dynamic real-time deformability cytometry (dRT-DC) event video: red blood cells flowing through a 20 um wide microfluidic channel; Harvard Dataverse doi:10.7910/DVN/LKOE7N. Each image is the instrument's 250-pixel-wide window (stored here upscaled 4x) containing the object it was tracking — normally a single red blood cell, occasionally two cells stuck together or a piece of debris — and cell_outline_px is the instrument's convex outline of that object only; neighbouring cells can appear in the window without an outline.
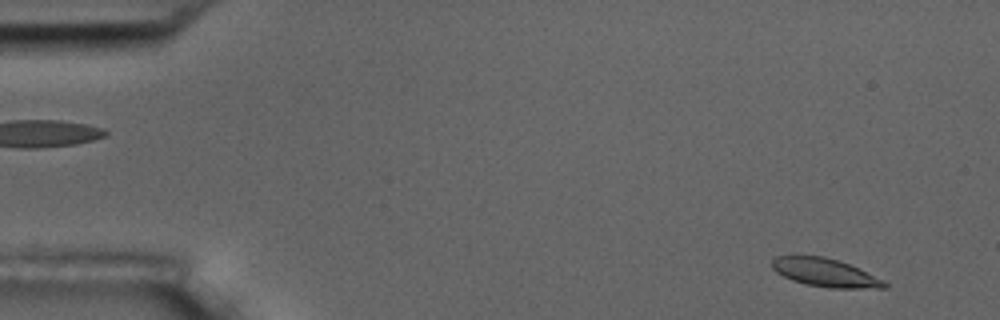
{"species": "common noctule bat (a hibernating species)", "species_latin": "Nyctalus noctula", "temperature_condition": "room temperature", "stored_images_in_passage": 15, "camera_frame_rate_fps": 3000, "um_per_image_px": 0.085, "animal": {"sex": "male", "body_mass_g": 17.5, "forearm_length_mm": 52.3}, "frame": {"image": 1, "passage_image": 4, "time_ms": 1.0, "image_size_px": [1000, 320], "cell_outline_px": [[888, 288], [828, 288], [804, 284], [792, 280], [776, 272], [772, 268], [772, 260], [776, 256], [824, 256], [848, 264], [884, 280], [888, 284]], "centroid_in_image_um": [70.13, 23.18], "position_along_channel_um": 14.9, "area_um2": 18.38}}